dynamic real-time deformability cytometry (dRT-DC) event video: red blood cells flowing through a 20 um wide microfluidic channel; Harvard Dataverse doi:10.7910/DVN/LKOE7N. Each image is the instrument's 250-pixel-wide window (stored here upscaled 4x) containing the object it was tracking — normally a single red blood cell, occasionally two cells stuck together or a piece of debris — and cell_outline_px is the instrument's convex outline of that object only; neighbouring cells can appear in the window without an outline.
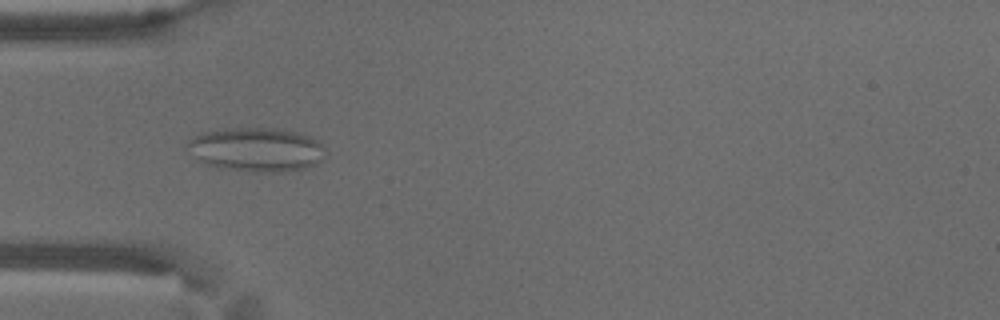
{"species": "common noctule bat (a hibernating species)", "species_latin": "Nyctalus noctula", "temperature_condition": "warm", "stored_images_in_passage": 57, "camera_frame_rate_fps": 3000, "um_per_image_px": 0.085, "animal": {"sex": "male", "body_mass_g": 18.8}, "frame": {"image": 1, "passage_image": 18, "time_ms": 5.667, "image_size_px": [1000, 320], "cell_outline_px": [[324, 160], [316, 164], [304, 168], [280, 172], [252, 172], [220, 168], [196, 160], [184, 144], [188, 140], [200, 132], [224, 128], [276, 128], [300, 132], [316, 140], [324, 148]], "centroid_in_image_um": [21.75, 12.71], "position_along_channel_um": 63.2, "area_um2": 35.84}}
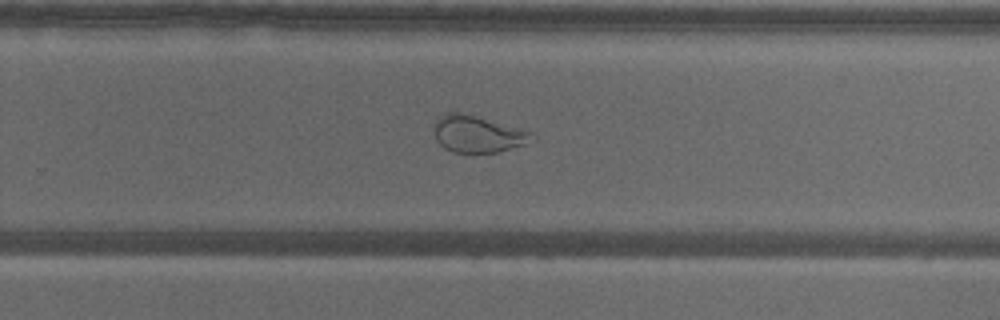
{"frame": {"image": 2, "passage_image": 37, "time_ms": 12.0, "image_size_px": [1000, 320], "cell_outline_px": [[536, 140], [500, 152], [452, 152], [444, 148], [436, 140], [432, 124], [440, 116], [448, 112], [460, 112], [476, 116], [532, 132]], "centroid_in_image_um": [40.57, 11.39], "position_along_channel_um": 289.2, "area_um2": 20.98}}
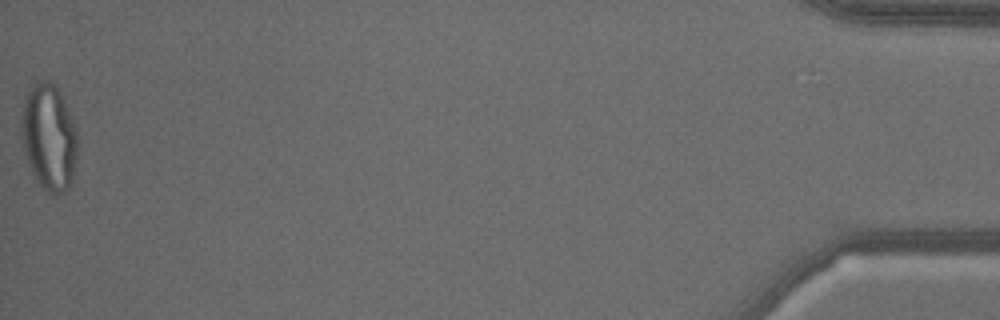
{"frame": {"image": 3, "passage_image": 57, "time_ms": 18.667, "image_size_px": [1000, 320], "cell_outline_px": [[76, 160], [72, 180], [68, 188], [64, 192], [56, 196], [52, 196], [36, 180], [32, 172], [24, 152], [20, 128], [20, 120], [24, 100], [32, 84], [44, 80], [48, 80], [56, 84], [60, 92], [76, 128]], "centroid_in_image_um": [4.14, 11.66], "position_along_channel_um": 431.1, "area_um2": 34.91}, "authors_computed_cell_mechanics": {"area_um2": 29.767, "velocity_mm_per_s": 3.5731, "shape_relaxation_time_tau1_ms": null, "shape_relaxation_time_tau2_ms": 1.1507, "deformation_change_tau1": null, "deformation_change_tau2": 0.0826}}